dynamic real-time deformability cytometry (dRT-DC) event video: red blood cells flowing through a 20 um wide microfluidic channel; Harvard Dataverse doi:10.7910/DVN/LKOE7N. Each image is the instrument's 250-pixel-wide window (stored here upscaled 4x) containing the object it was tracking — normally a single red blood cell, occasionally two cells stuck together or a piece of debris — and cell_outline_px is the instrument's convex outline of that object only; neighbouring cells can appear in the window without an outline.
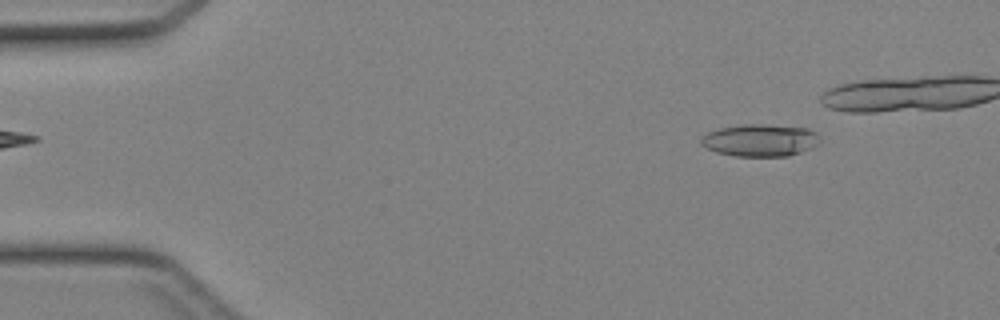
{"species": "Egyptian fruit bat (a non-hibernating species)", "species_latin": "Rousettus aegyptiacus", "temperature_condition": "cold", "stored_images_in_passage": 34, "camera_frame_rate_fps": 3000, "um_per_image_px": 0.085, "animal": {"sex": "female"}, "frame": {"image": 1, "passage_image": 4, "time_ms": 1.0, "image_size_px": [1000, 320], "cell_outline_px": [[820, 140], [812, 148], [788, 156], [736, 156], [716, 152], [700, 144], [700, 140], [708, 132], [720, 128], [744, 124], [760, 124], [808, 128], [816, 132], [820, 136]], "centroid_in_image_um": [64.63, 11.92], "position_along_channel_um": 20.4, "area_um2": 22.25}}
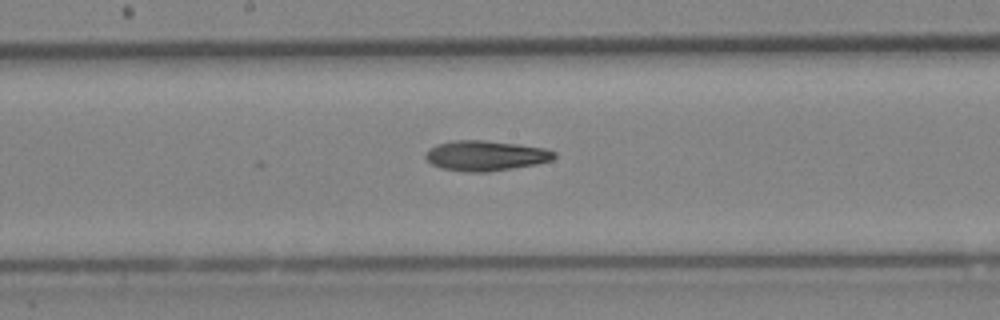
{"frame": {"image": 2, "passage_image": 22, "time_ms": 7.0, "image_size_px": [1000, 320], "cell_outline_px": [[556, 156], [552, 160], [536, 164], [488, 172], [468, 172], [440, 168], [432, 164], [424, 156], [428, 148], [436, 144], [456, 140], [484, 140], [516, 144], [544, 148], [556, 152]], "centroid_in_image_um": [41.25, 13.23], "position_along_channel_um": 206.9, "area_um2": 22.6}}
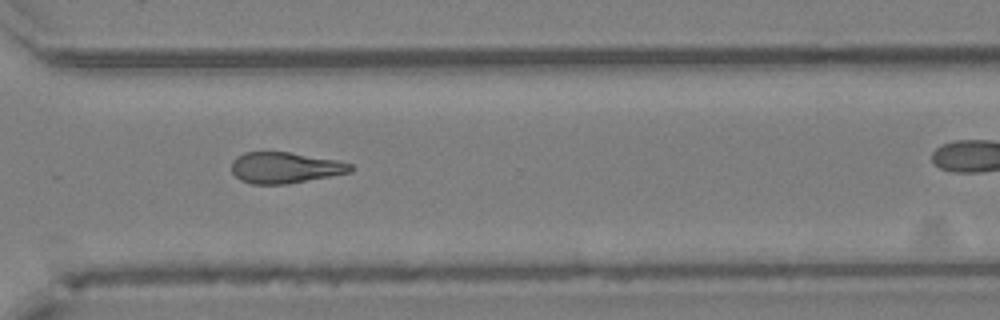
{"frame": {"image": 3, "passage_image": 31, "time_ms": 10.0, "image_size_px": [1000, 320], "cell_outline_px": [[352, 172], [284, 184], [252, 184], [240, 180], [232, 172], [232, 160], [236, 156], [244, 152], [288, 152], [336, 160], [352, 164]], "centroid_in_image_um": [24.19, 14.25], "position_along_channel_um": 346.4, "area_um2": 21.33}}